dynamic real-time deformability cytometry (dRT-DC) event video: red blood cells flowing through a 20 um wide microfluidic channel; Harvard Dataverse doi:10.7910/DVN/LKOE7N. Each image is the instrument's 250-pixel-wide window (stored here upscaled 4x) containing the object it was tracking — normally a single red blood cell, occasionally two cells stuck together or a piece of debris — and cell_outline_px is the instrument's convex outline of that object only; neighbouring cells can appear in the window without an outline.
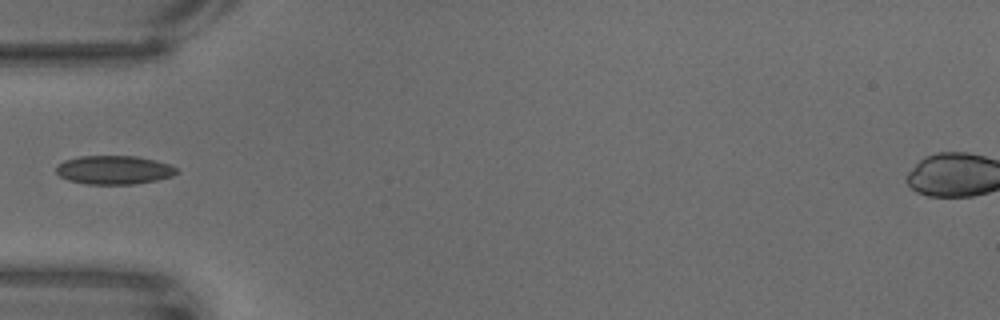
{"species": "common noctule bat (a hibernating species)", "species_latin": "Nyctalus noctula", "temperature_condition": "warm", "stored_images_in_passage": 5, "camera_frame_rate_fps": 3000, "um_per_image_px": 0.085, "animal": {"sex": "male", "body_mass_g": 18.8}, "frame": {"image": 1, "passage_image": 1, "time_ms": 0.0, "image_size_px": [1000, 320], "cell_outline_px": [[180, 172], [172, 176], [156, 180], [136, 184], [88, 184], [68, 180], [60, 176], [56, 172], [56, 164], [64, 160], [80, 156], [136, 156], [156, 160], [168, 164], [176, 168]], "centroid_in_image_um": [9.68, 14.44], "position_along_channel_um": 75.3, "area_um2": 20.23}}